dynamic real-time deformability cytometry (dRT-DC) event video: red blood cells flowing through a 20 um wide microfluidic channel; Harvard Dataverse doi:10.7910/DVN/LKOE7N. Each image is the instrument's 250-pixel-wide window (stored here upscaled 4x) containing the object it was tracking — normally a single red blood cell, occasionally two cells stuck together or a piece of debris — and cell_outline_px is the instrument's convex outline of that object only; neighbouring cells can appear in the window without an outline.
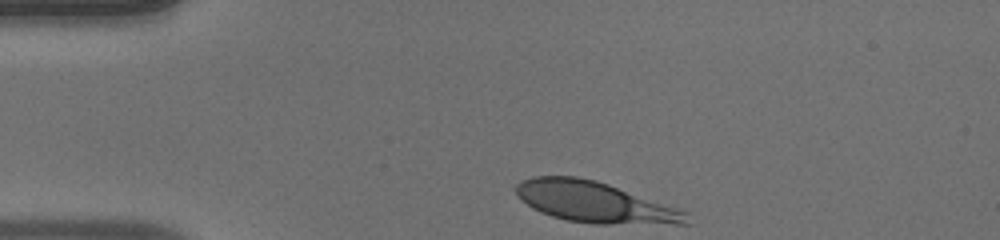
{"species": "human", "species_latin": "Homo sapiens", "temperature_condition": "warm", "stored_images_in_passage": 35, "camera_frame_rate_fps": 3000, "um_per_image_px": 0.085, "donor": {"sex": "male"}, "frame": {"image": 1, "passage_image": 1, "time_ms": 0.0, "image_size_px": [1000, 240], "cell_outline_px": [[692, 224], [592, 224], [568, 220], [552, 216], [540, 212], [532, 208], [520, 200], [512, 188], [520, 180], [532, 176], [576, 176], [596, 180], [608, 184], [688, 212]], "centroid_in_image_um": [50.51, 17.18], "position_along_channel_um": 34.5, "area_um2": 40.86}}
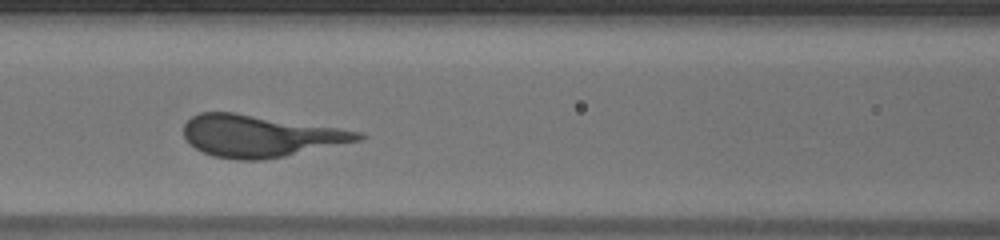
{"frame": {"image": 2, "passage_image": 13, "time_ms": 4.0, "image_size_px": [1000, 240], "cell_outline_px": [[368, 136], [360, 140], [284, 156], [264, 160], [236, 160], [212, 156], [196, 148], [184, 136], [184, 124], [192, 116], [200, 112], [236, 112], [340, 128], [360, 132]], "centroid_in_image_um": [22.1, 11.55], "position_along_channel_um": 144.5, "area_um2": 42.37}}
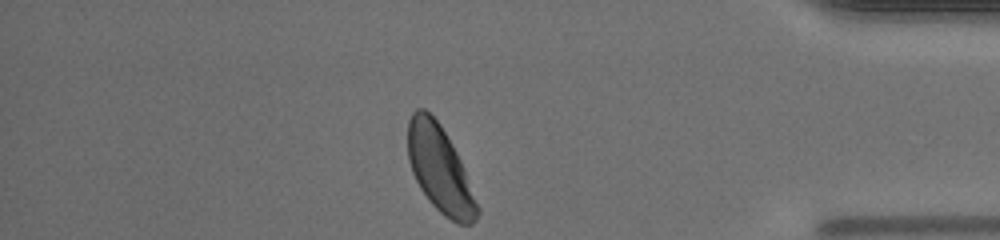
{"frame": {"image": 3, "passage_image": 35, "time_ms": 11.333, "image_size_px": [1000, 240], "cell_outline_px": [[480, 212], [476, 220], [472, 224], [456, 224], [444, 216], [428, 200], [420, 188], [412, 172], [408, 160], [408, 120], [412, 112], [416, 108], [424, 108], [440, 124], [452, 144], [464, 168], [480, 208]], "centroid_in_image_um": [37.39, 14.41], "position_along_channel_um": 397.8, "area_um2": 35.03}, "authors_computed_cell_mechanics": {"area_um2": 41.038, "velocity_mm_per_s": 3.9005, "shape_relaxation_time_tau1_ms": 3.9664, "shape_relaxation_time_tau2_ms": null, "deformation_change_tau1": 0.1665, "deformation_change_tau2": null}}